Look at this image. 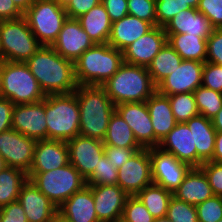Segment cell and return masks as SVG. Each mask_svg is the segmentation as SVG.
Segmentation results:
<instances>
[{
	"label": "cell",
	"instance_id": "836d02e7",
	"mask_svg": "<svg viewBox=\"0 0 222 222\" xmlns=\"http://www.w3.org/2000/svg\"><path fill=\"white\" fill-rule=\"evenodd\" d=\"M154 218L166 217L169 202L173 193L152 183L143 188L137 195Z\"/></svg>",
	"mask_w": 222,
	"mask_h": 222
},
{
	"label": "cell",
	"instance_id": "ee69618b",
	"mask_svg": "<svg viewBox=\"0 0 222 222\" xmlns=\"http://www.w3.org/2000/svg\"><path fill=\"white\" fill-rule=\"evenodd\" d=\"M202 86L222 93V66L205 62L203 67Z\"/></svg>",
	"mask_w": 222,
	"mask_h": 222
},
{
	"label": "cell",
	"instance_id": "30bf717a",
	"mask_svg": "<svg viewBox=\"0 0 222 222\" xmlns=\"http://www.w3.org/2000/svg\"><path fill=\"white\" fill-rule=\"evenodd\" d=\"M152 183L150 148L138 150L118 169L117 185L129 196L137 195Z\"/></svg>",
	"mask_w": 222,
	"mask_h": 222
},
{
	"label": "cell",
	"instance_id": "b9f144b4",
	"mask_svg": "<svg viewBox=\"0 0 222 222\" xmlns=\"http://www.w3.org/2000/svg\"><path fill=\"white\" fill-rule=\"evenodd\" d=\"M128 14L157 26L155 0H127Z\"/></svg>",
	"mask_w": 222,
	"mask_h": 222
},
{
	"label": "cell",
	"instance_id": "bcb514c9",
	"mask_svg": "<svg viewBox=\"0 0 222 222\" xmlns=\"http://www.w3.org/2000/svg\"><path fill=\"white\" fill-rule=\"evenodd\" d=\"M206 62L222 66V29H214L207 39Z\"/></svg>",
	"mask_w": 222,
	"mask_h": 222
},
{
	"label": "cell",
	"instance_id": "8fae6325",
	"mask_svg": "<svg viewBox=\"0 0 222 222\" xmlns=\"http://www.w3.org/2000/svg\"><path fill=\"white\" fill-rule=\"evenodd\" d=\"M150 157L152 182L173 193L191 167L159 147L150 148Z\"/></svg>",
	"mask_w": 222,
	"mask_h": 222
},
{
	"label": "cell",
	"instance_id": "e575fe53",
	"mask_svg": "<svg viewBox=\"0 0 222 222\" xmlns=\"http://www.w3.org/2000/svg\"><path fill=\"white\" fill-rule=\"evenodd\" d=\"M198 113L213 119L222 108V93L199 86L194 92Z\"/></svg>",
	"mask_w": 222,
	"mask_h": 222
},
{
	"label": "cell",
	"instance_id": "7dc6e473",
	"mask_svg": "<svg viewBox=\"0 0 222 222\" xmlns=\"http://www.w3.org/2000/svg\"><path fill=\"white\" fill-rule=\"evenodd\" d=\"M142 148H121L105 145L104 154L113 167L118 169L129 160V158Z\"/></svg>",
	"mask_w": 222,
	"mask_h": 222
},
{
	"label": "cell",
	"instance_id": "44dd1931",
	"mask_svg": "<svg viewBox=\"0 0 222 222\" xmlns=\"http://www.w3.org/2000/svg\"><path fill=\"white\" fill-rule=\"evenodd\" d=\"M158 147L164 152L173 154L190 167H197V149L194 145L193 131L186 123H177L161 140Z\"/></svg>",
	"mask_w": 222,
	"mask_h": 222
},
{
	"label": "cell",
	"instance_id": "cb8c5ba5",
	"mask_svg": "<svg viewBox=\"0 0 222 222\" xmlns=\"http://www.w3.org/2000/svg\"><path fill=\"white\" fill-rule=\"evenodd\" d=\"M173 196L191 205H198L214 196L207 177L200 167H191Z\"/></svg>",
	"mask_w": 222,
	"mask_h": 222
},
{
	"label": "cell",
	"instance_id": "7a4b0ae2",
	"mask_svg": "<svg viewBox=\"0 0 222 222\" xmlns=\"http://www.w3.org/2000/svg\"><path fill=\"white\" fill-rule=\"evenodd\" d=\"M74 92L80 110L79 135L103 141L115 105L102 86L78 85Z\"/></svg>",
	"mask_w": 222,
	"mask_h": 222
},
{
	"label": "cell",
	"instance_id": "8d00e7d4",
	"mask_svg": "<svg viewBox=\"0 0 222 222\" xmlns=\"http://www.w3.org/2000/svg\"><path fill=\"white\" fill-rule=\"evenodd\" d=\"M112 165L104 154L93 174L86 180V185H117L118 168Z\"/></svg>",
	"mask_w": 222,
	"mask_h": 222
},
{
	"label": "cell",
	"instance_id": "ab89813d",
	"mask_svg": "<svg viewBox=\"0 0 222 222\" xmlns=\"http://www.w3.org/2000/svg\"><path fill=\"white\" fill-rule=\"evenodd\" d=\"M190 8V5H183L178 0H155L157 26L164 27L181 10Z\"/></svg>",
	"mask_w": 222,
	"mask_h": 222
},
{
	"label": "cell",
	"instance_id": "d6a6232c",
	"mask_svg": "<svg viewBox=\"0 0 222 222\" xmlns=\"http://www.w3.org/2000/svg\"><path fill=\"white\" fill-rule=\"evenodd\" d=\"M28 180L27 173L16 167L0 171V208L18 201L21 187Z\"/></svg>",
	"mask_w": 222,
	"mask_h": 222
},
{
	"label": "cell",
	"instance_id": "f1b7e54d",
	"mask_svg": "<svg viewBox=\"0 0 222 222\" xmlns=\"http://www.w3.org/2000/svg\"><path fill=\"white\" fill-rule=\"evenodd\" d=\"M77 20L94 44H106L108 42L112 22L101 2Z\"/></svg>",
	"mask_w": 222,
	"mask_h": 222
},
{
	"label": "cell",
	"instance_id": "f6af8a7d",
	"mask_svg": "<svg viewBox=\"0 0 222 222\" xmlns=\"http://www.w3.org/2000/svg\"><path fill=\"white\" fill-rule=\"evenodd\" d=\"M200 168L203 170L215 196H222V163L207 161Z\"/></svg>",
	"mask_w": 222,
	"mask_h": 222
},
{
	"label": "cell",
	"instance_id": "e0dca14e",
	"mask_svg": "<svg viewBox=\"0 0 222 222\" xmlns=\"http://www.w3.org/2000/svg\"><path fill=\"white\" fill-rule=\"evenodd\" d=\"M95 44L83 30L79 21L67 18L52 48L63 58L73 63L89 48Z\"/></svg>",
	"mask_w": 222,
	"mask_h": 222
},
{
	"label": "cell",
	"instance_id": "5bb4252c",
	"mask_svg": "<svg viewBox=\"0 0 222 222\" xmlns=\"http://www.w3.org/2000/svg\"><path fill=\"white\" fill-rule=\"evenodd\" d=\"M66 143L69 150V163L87 180L104 155L103 141L78 135Z\"/></svg>",
	"mask_w": 222,
	"mask_h": 222
},
{
	"label": "cell",
	"instance_id": "83f0119b",
	"mask_svg": "<svg viewBox=\"0 0 222 222\" xmlns=\"http://www.w3.org/2000/svg\"><path fill=\"white\" fill-rule=\"evenodd\" d=\"M155 137L161 140L176 126L168 96L155 92L146 100Z\"/></svg>",
	"mask_w": 222,
	"mask_h": 222
},
{
	"label": "cell",
	"instance_id": "680465c9",
	"mask_svg": "<svg viewBox=\"0 0 222 222\" xmlns=\"http://www.w3.org/2000/svg\"><path fill=\"white\" fill-rule=\"evenodd\" d=\"M50 222H71V221H69L68 219L64 218L61 214H59L57 212Z\"/></svg>",
	"mask_w": 222,
	"mask_h": 222
},
{
	"label": "cell",
	"instance_id": "8992f818",
	"mask_svg": "<svg viewBox=\"0 0 222 222\" xmlns=\"http://www.w3.org/2000/svg\"><path fill=\"white\" fill-rule=\"evenodd\" d=\"M41 47L24 16L0 21V61L25 63Z\"/></svg>",
	"mask_w": 222,
	"mask_h": 222
},
{
	"label": "cell",
	"instance_id": "7bdbcfd3",
	"mask_svg": "<svg viewBox=\"0 0 222 222\" xmlns=\"http://www.w3.org/2000/svg\"><path fill=\"white\" fill-rule=\"evenodd\" d=\"M197 10L210 20L214 29H222V0H199Z\"/></svg>",
	"mask_w": 222,
	"mask_h": 222
},
{
	"label": "cell",
	"instance_id": "f35d334b",
	"mask_svg": "<svg viewBox=\"0 0 222 222\" xmlns=\"http://www.w3.org/2000/svg\"><path fill=\"white\" fill-rule=\"evenodd\" d=\"M122 218L127 222H153L155 219L136 195L128 196Z\"/></svg>",
	"mask_w": 222,
	"mask_h": 222
},
{
	"label": "cell",
	"instance_id": "f546056e",
	"mask_svg": "<svg viewBox=\"0 0 222 222\" xmlns=\"http://www.w3.org/2000/svg\"><path fill=\"white\" fill-rule=\"evenodd\" d=\"M167 43L183 60L206 62L207 39L189 34H166Z\"/></svg>",
	"mask_w": 222,
	"mask_h": 222
},
{
	"label": "cell",
	"instance_id": "e7e4bbea",
	"mask_svg": "<svg viewBox=\"0 0 222 222\" xmlns=\"http://www.w3.org/2000/svg\"><path fill=\"white\" fill-rule=\"evenodd\" d=\"M112 222H127V221H125V220L121 217V218H118V219H116V220H114V221H112Z\"/></svg>",
	"mask_w": 222,
	"mask_h": 222
},
{
	"label": "cell",
	"instance_id": "60d3db41",
	"mask_svg": "<svg viewBox=\"0 0 222 222\" xmlns=\"http://www.w3.org/2000/svg\"><path fill=\"white\" fill-rule=\"evenodd\" d=\"M198 222H217L222 219V196H213L195 206Z\"/></svg>",
	"mask_w": 222,
	"mask_h": 222
},
{
	"label": "cell",
	"instance_id": "6125c7cd",
	"mask_svg": "<svg viewBox=\"0 0 222 222\" xmlns=\"http://www.w3.org/2000/svg\"><path fill=\"white\" fill-rule=\"evenodd\" d=\"M153 222H171L167 217L155 218Z\"/></svg>",
	"mask_w": 222,
	"mask_h": 222
},
{
	"label": "cell",
	"instance_id": "9c48e42d",
	"mask_svg": "<svg viewBox=\"0 0 222 222\" xmlns=\"http://www.w3.org/2000/svg\"><path fill=\"white\" fill-rule=\"evenodd\" d=\"M29 28L42 46H52L68 18L55 0H35L24 12Z\"/></svg>",
	"mask_w": 222,
	"mask_h": 222
},
{
	"label": "cell",
	"instance_id": "9f6ffc18",
	"mask_svg": "<svg viewBox=\"0 0 222 222\" xmlns=\"http://www.w3.org/2000/svg\"><path fill=\"white\" fill-rule=\"evenodd\" d=\"M35 0H13L16 6L24 13Z\"/></svg>",
	"mask_w": 222,
	"mask_h": 222
},
{
	"label": "cell",
	"instance_id": "681fc988",
	"mask_svg": "<svg viewBox=\"0 0 222 222\" xmlns=\"http://www.w3.org/2000/svg\"><path fill=\"white\" fill-rule=\"evenodd\" d=\"M113 23L128 14L127 0H101Z\"/></svg>",
	"mask_w": 222,
	"mask_h": 222
},
{
	"label": "cell",
	"instance_id": "6da1fadb",
	"mask_svg": "<svg viewBox=\"0 0 222 222\" xmlns=\"http://www.w3.org/2000/svg\"><path fill=\"white\" fill-rule=\"evenodd\" d=\"M25 63L45 95L69 94L77 89L74 63L51 46H42Z\"/></svg>",
	"mask_w": 222,
	"mask_h": 222
},
{
	"label": "cell",
	"instance_id": "4fadbf2b",
	"mask_svg": "<svg viewBox=\"0 0 222 222\" xmlns=\"http://www.w3.org/2000/svg\"><path fill=\"white\" fill-rule=\"evenodd\" d=\"M115 111L127 122L134 137L142 148L158 147L160 141L154 135L146 101L122 103L115 106Z\"/></svg>",
	"mask_w": 222,
	"mask_h": 222
},
{
	"label": "cell",
	"instance_id": "4316f807",
	"mask_svg": "<svg viewBox=\"0 0 222 222\" xmlns=\"http://www.w3.org/2000/svg\"><path fill=\"white\" fill-rule=\"evenodd\" d=\"M193 131L194 145L197 149V167L204 162L211 161L215 150L216 130L212 119L198 114L186 122Z\"/></svg>",
	"mask_w": 222,
	"mask_h": 222
},
{
	"label": "cell",
	"instance_id": "277c9868",
	"mask_svg": "<svg viewBox=\"0 0 222 222\" xmlns=\"http://www.w3.org/2000/svg\"><path fill=\"white\" fill-rule=\"evenodd\" d=\"M102 87L115 106L144 102L156 92L147 67L125 62Z\"/></svg>",
	"mask_w": 222,
	"mask_h": 222
},
{
	"label": "cell",
	"instance_id": "ba28073f",
	"mask_svg": "<svg viewBox=\"0 0 222 222\" xmlns=\"http://www.w3.org/2000/svg\"><path fill=\"white\" fill-rule=\"evenodd\" d=\"M27 176L57 208L86 185L71 163L48 172H28Z\"/></svg>",
	"mask_w": 222,
	"mask_h": 222
},
{
	"label": "cell",
	"instance_id": "603a6c76",
	"mask_svg": "<svg viewBox=\"0 0 222 222\" xmlns=\"http://www.w3.org/2000/svg\"><path fill=\"white\" fill-rule=\"evenodd\" d=\"M213 30L210 20L195 8L181 10L164 26L166 34H189L205 39Z\"/></svg>",
	"mask_w": 222,
	"mask_h": 222
},
{
	"label": "cell",
	"instance_id": "74e56055",
	"mask_svg": "<svg viewBox=\"0 0 222 222\" xmlns=\"http://www.w3.org/2000/svg\"><path fill=\"white\" fill-rule=\"evenodd\" d=\"M166 217L171 222H198L196 207L174 196L169 202Z\"/></svg>",
	"mask_w": 222,
	"mask_h": 222
},
{
	"label": "cell",
	"instance_id": "d4e9b609",
	"mask_svg": "<svg viewBox=\"0 0 222 222\" xmlns=\"http://www.w3.org/2000/svg\"><path fill=\"white\" fill-rule=\"evenodd\" d=\"M154 26L135 16L127 14L112 23L108 44L119 51H123L133 42L148 33Z\"/></svg>",
	"mask_w": 222,
	"mask_h": 222
},
{
	"label": "cell",
	"instance_id": "f907efd6",
	"mask_svg": "<svg viewBox=\"0 0 222 222\" xmlns=\"http://www.w3.org/2000/svg\"><path fill=\"white\" fill-rule=\"evenodd\" d=\"M100 2L101 0H72L65 10L68 18L77 19Z\"/></svg>",
	"mask_w": 222,
	"mask_h": 222
},
{
	"label": "cell",
	"instance_id": "ac0fdd59",
	"mask_svg": "<svg viewBox=\"0 0 222 222\" xmlns=\"http://www.w3.org/2000/svg\"><path fill=\"white\" fill-rule=\"evenodd\" d=\"M166 43L167 35L164 27L154 26L148 33L122 51L124 62L148 68Z\"/></svg>",
	"mask_w": 222,
	"mask_h": 222
},
{
	"label": "cell",
	"instance_id": "d6986e66",
	"mask_svg": "<svg viewBox=\"0 0 222 222\" xmlns=\"http://www.w3.org/2000/svg\"><path fill=\"white\" fill-rule=\"evenodd\" d=\"M99 222H112L122 217L128 194L118 185H89Z\"/></svg>",
	"mask_w": 222,
	"mask_h": 222
},
{
	"label": "cell",
	"instance_id": "94428289",
	"mask_svg": "<svg viewBox=\"0 0 222 222\" xmlns=\"http://www.w3.org/2000/svg\"><path fill=\"white\" fill-rule=\"evenodd\" d=\"M7 167L5 160L0 155V171L4 170Z\"/></svg>",
	"mask_w": 222,
	"mask_h": 222
},
{
	"label": "cell",
	"instance_id": "5b68a950",
	"mask_svg": "<svg viewBox=\"0 0 222 222\" xmlns=\"http://www.w3.org/2000/svg\"><path fill=\"white\" fill-rule=\"evenodd\" d=\"M47 139L69 141L79 135L80 110L75 92L45 97Z\"/></svg>",
	"mask_w": 222,
	"mask_h": 222
},
{
	"label": "cell",
	"instance_id": "7c38bea8",
	"mask_svg": "<svg viewBox=\"0 0 222 222\" xmlns=\"http://www.w3.org/2000/svg\"><path fill=\"white\" fill-rule=\"evenodd\" d=\"M36 142L13 128L0 133V155L7 167H16L28 173Z\"/></svg>",
	"mask_w": 222,
	"mask_h": 222
},
{
	"label": "cell",
	"instance_id": "db71d44e",
	"mask_svg": "<svg viewBox=\"0 0 222 222\" xmlns=\"http://www.w3.org/2000/svg\"><path fill=\"white\" fill-rule=\"evenodd\" d=\"M211 161L222 163V132L216 133L215 150Z\"/></svg>",
	"mask_w": 222,
	"mask_h": 222
},
{
	"label": "cell",
	"instance_id": "9a60e30c",
	"mask_svg": "<svg viewBox=\"0 0 222 222\" xmlns=\"http://www.w3.org/2000/svg\"><path fill=\"white\" fill-rule=\"evenodd\" d=\"M203 67L204 62L183 60L172 74L156 86V91L165 96L193 93L202 86Z\"/></svg>",
	"mask_w": 222,
	"mask_h": 222
},
{
	"label": "cell",
	"instance_id": "f5cc1de1",
	"mask_svg": "<svg viewBox=\"0 0 222 222\" xmlns=\"http://www.w3.org/2000/svg\"><path fill=\"white\" fill-rule=\"evenodd\" d=\"M22 16H24V13L13 0H0V21L18 19Z\"/></svg>",
	"mask_w": 222,
	"mask_h": 222
},
{
	"label": "cell",
	"instance_id": "11a10c76",
	"mask_svg": "<svg viewBox=\"0 0 222 222\" xmlns=\"http://www.w3.org/2000/svg\"><path fill=\"white\" fill-rule=\"evenodd\" d=\"M213 127L215 128L216 132H222V108L216 114V116L212 119Z\"/></svg>",
	"mask_w": 222,
	"mask_h": 222
},
{
	"label": "cell",
	"instance_id": "91938a15",
	"mask_svg": "<svg viewBox=\"0 0 222 222\" xmlns=\"http://www.w3.org/2000/svg\"><path fill=\"white\" fill-rule=\"evenodd\" d=\"M62 8H67V6L72 2V0H55Z\"/></svg>",
	"mask_w": 222,
	"mask_h": 222
},
{
	"label": "cell",
	"instance_id": "1f68e13d",
	"mask_svg": "<svg viewBox=\"0 0 222 222\" xmlns=\"http://www.w3.org/2000/svg\"><path fill=\"white\" fill-rule=\"evenodd\" d=\"M182 61L183 59L178 53L166 43L148 66V72L154 85L157 86L163 79L172 74Z\"/></svg>",
	"mask_w": 222,
	"mask_h": 222
},
{
	"label": "cell",
	"instance_id": "2e32d148",
	"mask_svg": "<svg viewBox=\"0 0 222 222\" xmlns=\"http://www.w3.org/2000/svg\"><path fill=\"white\" fill-rule=\"evenodd\" d=\"M12 128L36 141L47 139L45 98L36 103L14 105Z\"/></svg>",
	"mask_w": 222,
	"mask_h": 222
},
{
	"label": "cell",
	"instance_id": "be15d7a7",
	"mask_svg": "<svg viewBox=\"0 0 222 222\" xmlns=\"http://www.w3.org/2000/svg\"><path fill=\"white\" fill-rule=\"evenodd\" d=\"M0 98H2V81H1V72H0Z\"/></svg>",
	"mask_w": 222,
	"mask_h": 222
},
{
	"label": "cell",
	"instance_id": "4dcf8cb0",
	"mask_svg": "<svg viewBox=\"0 0 222 222\" xmlns=\"http://www.w3.org/2000/svg\"><path fill=\"white\" fill-rule=\"evenodd\" d=\"M104 145L121 148H142L127 122L115 111L109 120Z\"/></svg>",
	"mask_w": 222,
	"mask_h": 222
},
{
	"label": "cell",
	"instance_id": "3957f363",
	"mask_svg": "<svg viewBox=\"0 0 222 222\" xmlns=\"http://www.w3.org/2000/svg\"><path fill=\"white\" fill-rule=\"evenodd\" d=\"M124 63L122 51L106 44H95L74 63L78 85L102 86Z\"/></svg>",
	"mask_w": 222,
	"mask_h": 222
},
{
	"label": "cell",
	"instance_id": "ffe728a7",
	"mask_svg": "<svg viewBox=\"0 0 222 222\" xmlns=\"http://www.w3.org/2000/svg\"><path fill=\"white\" fill-rule=\"evenodd\" d=\"M18 202L23 207L28 222H50L58 212L57 207L30 179L21 187Z\"/></svg>",
	"mask_w": 222,
	"mask_h": 222
},
{
	"label": "cell",
	"instance_id": "c3c4849f",
	"mask_svg": "<svg viewBox=\"0 0 222 222\" xmlns=\"http://www.w3.org/2000/svg\"><path fill=\"white\" fill-rule=\"evenodd\" d=\"M0 222H28L24 209L18 201L0 208Z\"/></svg>",
	"mask_w": 222,
	"mask_h": 222
},
{
	"label": "cell",
	"instance_id": "816d5d0a",
	"mask_svg": "<svg viewBox=\"0 0 222 222\" xmlns=\"http://www.w3.org/2000/svg\"><path fill=\"white\" fill-rule=\"evenodd\" d=\"M14 104L6 98H0V133L12 128Z\"/></svg>",
	"mask_w": 222,
	"mask_h": 222
},
{
	"label": "cell",
	"instance_id": "52a82bcc",
	"mask_svg": "<svg viewBox=\"0 0 222 222\" xmlns=\"http://www.w3.org/2000/svg\"><path fill=\"white\" fill-rule=\"evenodd\" d=\"M2 97L14 105L42 101L46 95L26 63L0 61Z\"/></svg>",
	"mask_w": 222,
	"mask_h": 222
},
{
	"label": "cell",
	"instance_id": "6f0895ef",
	"mask_svg": "<svg viewBox=\"0 0 222 222\" xmlns=\"http://www.w3.org/2000/svg\"><path fill=\"white\" fill-rule=\"evenodd\" d=\"M183 5H190L191 8L197 9L199 0H178Z\"/></svg>",
	"mask_w": 222,
	"mask_h": 222
},
{
	"label": "cell",
	"instance_id": "d590c367",
	"mask_svg": "<svg viewBox=\"0 0 222 222\" xmlns=\"http://www.w3.org/2000/svg\"><path fill=\"white\" fill-rule=\"evenodd\" d=\"M174 118L177 123H186L198 115L193 93H181L168 96Z\"/></svg>",
	"mask_w": 222,
	"mask_h": 222
},
{
	"label": "cell",
	"instance_id": "7402d4cb",
	"mask_svg": "<svg viewBox=\"0 0 222 222\" xmlns=\"http://www.w3.org/2000/svg\"><path fill=\"white\" fill-rule=\"evenodd\" d=\"M69 164L67 143L61 140H39L34 148L29 172H48Z\"/></svg>",
	"mask_w": 222,
	"mask_h": 222
},
{
	"label": "cell",
	"instance_id": "484cf974",
	"mask_svg": "<svg viewBox=\"0 0 222 222\" xmlns=\"http://www.w3.org/2000/svg\"><path fill=\"white\" fill-rule=\"evenodd\" d=\"M59 214L71 222H99L94 206L92 189L85 185L75 192L59 208Z\"/></svg>",
	"mask_w": 222,
	"mask_h": 222
}]
</instances>
